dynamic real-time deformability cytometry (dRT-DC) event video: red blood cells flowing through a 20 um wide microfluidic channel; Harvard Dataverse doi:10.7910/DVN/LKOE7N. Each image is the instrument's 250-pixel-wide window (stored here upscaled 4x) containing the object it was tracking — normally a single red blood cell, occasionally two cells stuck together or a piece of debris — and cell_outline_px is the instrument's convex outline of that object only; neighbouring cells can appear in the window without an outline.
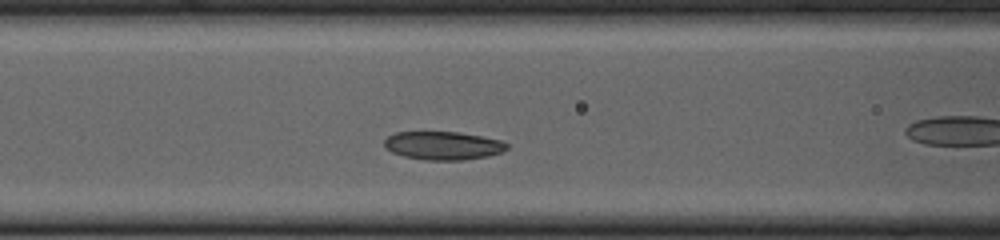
{"species": "common noctule bat (a hibernating species)", "species_latin": "Nyctalus noctula", "temperature_condition": "cold", "stored_images_in_passage": 28, "camera_frame_rate_fps": 3000, "um_per_image_px": 0.085, "animal": {"sex": "female", "body_mass_g": 23.0, "forearm_length_mm": 53.4}, "frame": {"image": 1, "passage_image": 5, "time_ms": 1.333, "image_size_px": [1000, 240], "cell_outline_px": [[508, 148], [504, 152], [488, 156], [464, 160], [424, 160], [404, 156], [392, 152], [384, 148], [384, 140], [388, 136], [396, 132], [456, 132], [480, 136], [500, 140], [508, 144]], "centroid_in_image_um": [37.66, 12.38], "position_along_channel_um": 128.9, "area_um2": 20.29}}
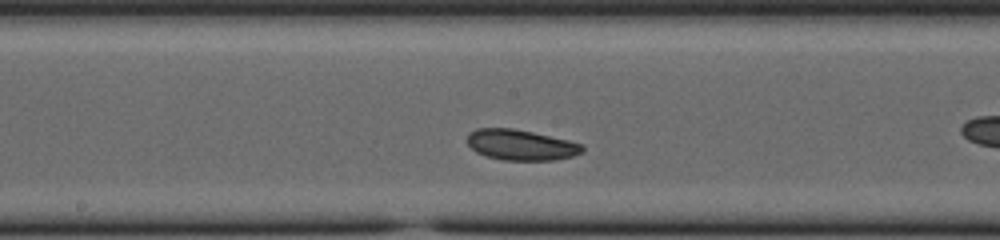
{"frame": {"image": 2, "passage_image": 11, "time_ms": 3.333, "image_size_px": [1000, 240], "cell_outline_px": [[584, 152], [572, 156], [552, 160], [504, 160], [484, 156], [476, 152], [468, 144], [468, 132], [476, 128], [512, 128], [532, 132], [568, 140], [584, 144]], "centroid_in_image_um": [44.27, 12.32], "position_along_channel_um": 203.9, "area_um2": 20.58}}
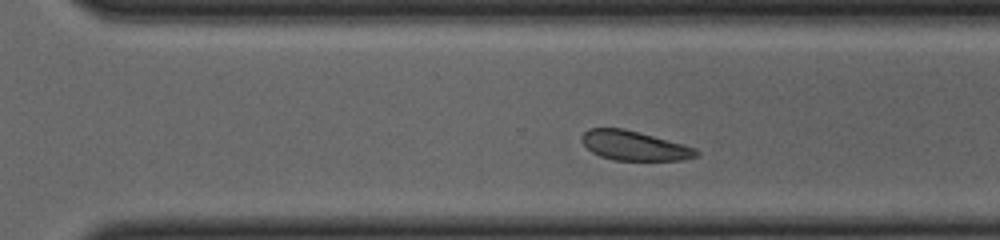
{"frame": {"image": 3, "passage_image": 20, "time_ms": 6.333, "image_size_px": [1000, 240], "cell_outline_px": [[700, 152], [696, 156], [684, 160], [612, 160], [600, 156], [592, 152], [584, 144], [580, 136], [588, 128], [624, 128], [684, 144], [696, 148]], "centroid_in_image_um": [53.91, 12.38], "position_along_channel_um": 316.7, "area_um2": 19.71}, "authors_computed_cell_mechanics": {"area_um2": 20.5768, "velocity_mm_per_s": 3.7578, "shape_relaxation_time_tau1_ms": 0.8269, "shape_relaxation_time_tau2_ms": 8.6135, "deformation_change_tau1": 0.0445, "deformation_change_tau2": 0.1145}}